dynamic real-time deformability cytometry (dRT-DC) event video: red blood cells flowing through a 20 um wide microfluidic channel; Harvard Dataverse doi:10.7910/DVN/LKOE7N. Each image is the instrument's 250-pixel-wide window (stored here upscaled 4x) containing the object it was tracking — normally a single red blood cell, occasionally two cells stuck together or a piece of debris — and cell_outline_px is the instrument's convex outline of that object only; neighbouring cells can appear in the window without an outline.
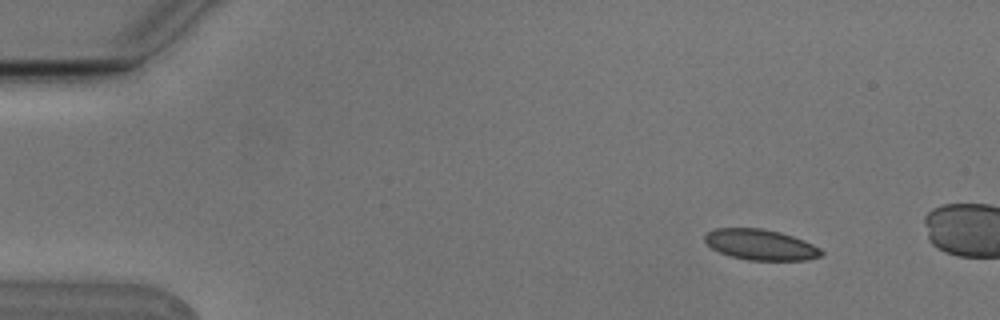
{"species": "Egyptian fruit bat (a non-hibernating species)", "species_latin": "Rousettus aegyptiacus", "temperature_condition": "cold", "stored_images_in_passage": 3, "camera_frame_rate_fps": 3000, "um_per_image_px": 0.085, "animal": {"sex": "male"}, "frame": {"image": 1, "passage_image": 1, "time_ms": 0.0, "image_size_px": [1000, 320], "cell_outline_px": [[824, 256], [808, 260], [748, 260], [728, 256], [712, 248], [704, 240], [704, 236], [708, 232], [716, 228], [760, 228], [780, 232], [804, 240], [820, 248], [824, 252]], "centroid_in_image_um": [64.68, 20.81], "position_along_channel_um": 20.3, "area_um2": 20.92}}